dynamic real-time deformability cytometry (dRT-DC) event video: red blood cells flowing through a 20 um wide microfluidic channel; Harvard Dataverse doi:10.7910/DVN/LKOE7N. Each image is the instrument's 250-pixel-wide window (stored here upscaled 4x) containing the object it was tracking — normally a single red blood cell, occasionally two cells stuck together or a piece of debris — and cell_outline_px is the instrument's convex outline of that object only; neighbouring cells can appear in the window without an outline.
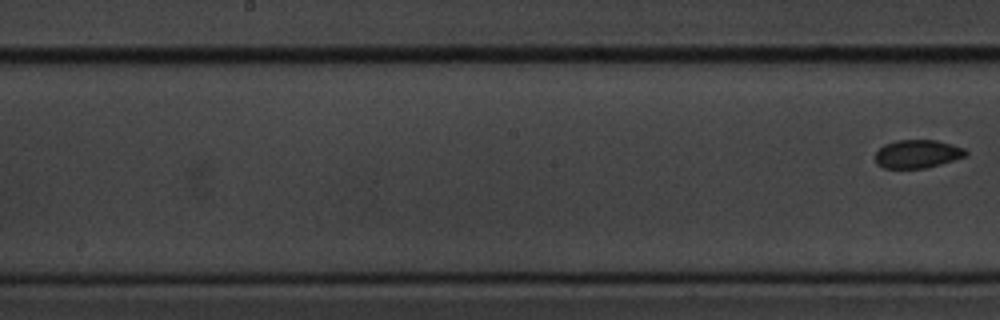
{"species": "common noctule bat (a hibernating species)", "species_latin": "Nyctalus noctula", "temperature_condition": "cold", "stored_images_in_passage": 7, "segment_of_instrument_passage": [2, 2], "camera_frame_rate_fps": 3000, "um_per_image_px": 0.085, "animal": {"sex": "male", "body_mass_g": 20.1, "forearm_length_mm": 53.5}, "frame": {"image": 1, "passage_image": 7, "time_ms": 7.667, "image_size_px": [1000, 320], "cell_outline_px": [[968, 152], [964, 156], [940, 164], [924, 168], [884, 168], [876, 164], [876, 152], [884, 144], [896, 140], [936, 140], [952, 144], [964, 148]], "centroid_in_image_um": [77.96, 13.07], "position_along_channel_um": 170.2, "area_um2": 14.8}}